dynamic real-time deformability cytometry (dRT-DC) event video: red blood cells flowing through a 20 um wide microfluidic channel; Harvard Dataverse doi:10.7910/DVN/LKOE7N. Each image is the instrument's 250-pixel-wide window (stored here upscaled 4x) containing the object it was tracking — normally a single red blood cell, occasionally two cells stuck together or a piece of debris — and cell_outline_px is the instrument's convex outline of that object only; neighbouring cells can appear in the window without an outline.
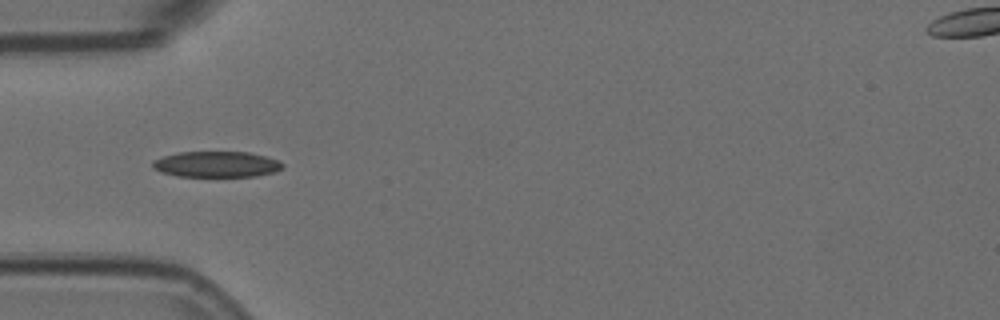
{"species": "Egyptian fruit bat (a non-hibernating species)", "species_latin": "Rousettus aegyptiacus", "temperature_condition": "room temperature", "stored_images_in_passage": 7, "camera_frame_rate_fps": 3000, "um_per_image_px": 0.085, "animal": {"sex": "female"}, "frame": {"image": 1, "passage_image": 3, "time_ms": 0.667, "image_size_px": [1000, 320], "cell_outline_px": [[284, 168], [276, 172], [256, 176], [176, 176], [160, 172], [152, 168], [152, 160], [176, 152], [248, 152], [280, 160], [284, 164]], "centroid_in_image_um": [18.41, 13.96], "position_along_channel_um": 66.6, "area_um2": 19.77}}
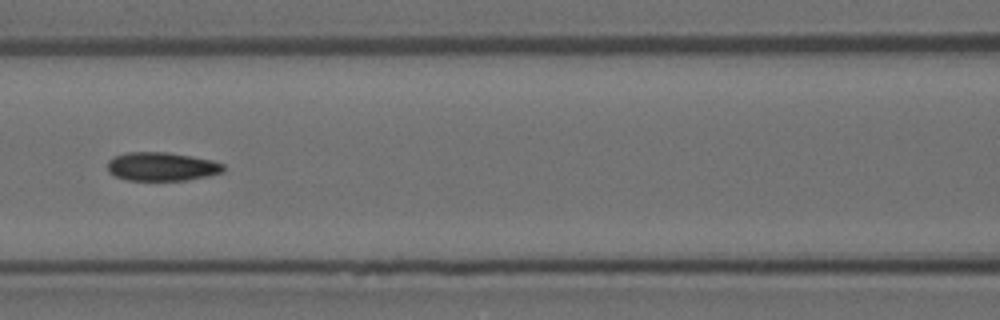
{"frame": {"image": 2, "passage_image": 5, "time_ms": 1.333, "image_size_px": [1000, 320], "cell_outline_px": [[224, 172], [208, 176], [188, 180], [128, 180], [116, 176], [108, 172], [108, 160], [112, 156], [128, 152], [168, 152], [192, 156], [212, 160], [224, 164]], "centroid_in_image_um": [13.75, 14.15], "position_along_channel_um": 152.8, "area_um2": 19.48}}
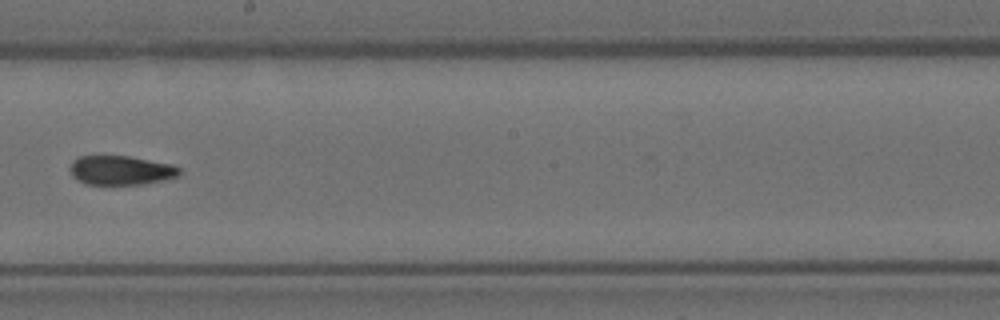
{"frame": {"image": 3, "passage_image": 7, "time_ms": 2.0, "image_size_px": [1000, 320], "cell_outline_px": [[180, 176], [164, 180], [144, 184], [84, 184], [72, 176], [72, 160], [80, 156], [128, 156], [172, 164], [180, 168]], "centroid_in_image_um": [10.31, 14.48], "position_along_channel_um": 237.9, "area_um2": 18.55}}